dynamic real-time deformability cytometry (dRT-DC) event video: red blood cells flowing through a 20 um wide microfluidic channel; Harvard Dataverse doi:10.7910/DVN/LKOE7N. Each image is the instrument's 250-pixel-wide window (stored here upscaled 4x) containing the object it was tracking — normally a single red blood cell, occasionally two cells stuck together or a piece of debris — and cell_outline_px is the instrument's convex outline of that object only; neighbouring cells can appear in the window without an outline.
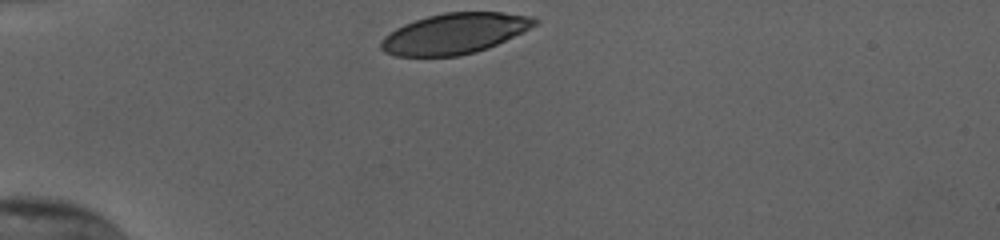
{"species": "human", "species_latin": "Homo sapiens", "temperature_condition": "cold", "stored_images_in_passage": 31, "camera_frame_rate_fps": 3000, "um_per_image_px": 0.085, "donor": {"sex": "female"}, "frame": {"image": 1, "passage_image": 1, "time_ms": 0.0, "image_size_px": [1000, 240], "cell_outline_px": [[540, 20], [536, 24], [524, 32], [488, 48], [476, 52], [460, 56], [396, 56], [384, 52], [380, 48], [380, 40], [384, 36], [396, 28], [404, 24], [428, 16], [444, 12], [500, 12], [532, 16]], "centroid_in_image_um": [38.65, 2.85], "position_along_channel_um": 46.4, "area_um2": 36.47}}
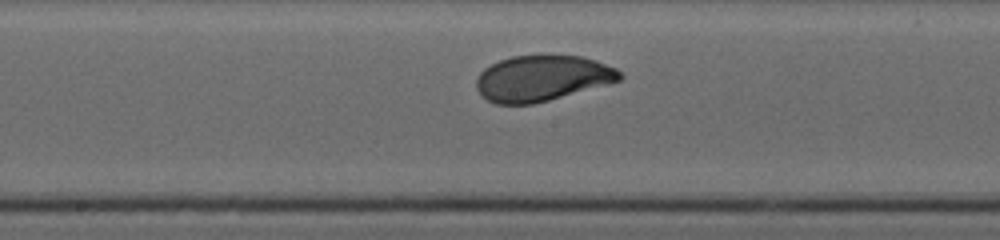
{"frame": {"image": 2, "passage_image": 16, "time_ms": 5.0, "image_size_px": [1000, 240], "cell_outline_px": [[624, 76], [620, 80], [608, 84], [548, 100], [532, 104], [496, 104], [480, 96], [476, 88], [476, 80], [480, 72], [484, 68], [500, 60], [512, 56], [580, 56], [596, 60], [616, 68]], "centroid_in_image_um": [46.06, 6.66], "position_along_channel_um": 202.1, "area_um2": 38.03}}
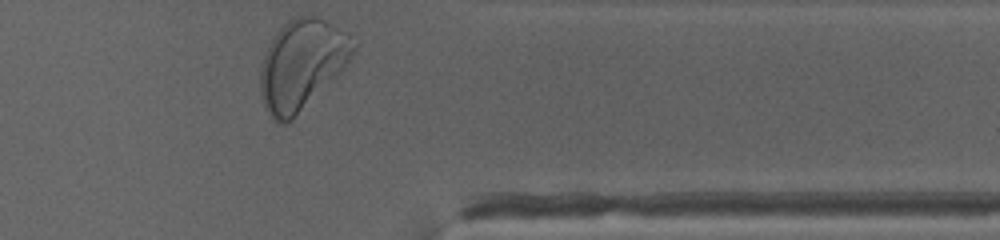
{"frame": {"image": 3, "passage_image": 31, "time_ms": 10.0, "image_size_px": [1000, 240], "cell_outline_px": [[360, 44], [356, 52], [344, 68], [288, 124], [276, 124], [272, 120], [264, 108], [260, 92], [260, 68], [264, 56], [276, 32], [288, 20], [296, 16], [316, 16], [348, 32], [360, 40]], "centroid_in_image_um": [25.7, 5.49], "position_along_channel_um": 385.7, "area_um2": 49.3}, "authors_computed_cell_mechanics": {"area_um2": 39.1306, "velocity_mm_per_s": 3.7858, "shape_relaxation_time_tau1_ms": 2.7715, "shape_relaxation_time_tau2_ms": null, "deformation_change_tau1": 0.1459, "deformation_change_tau2": null}}